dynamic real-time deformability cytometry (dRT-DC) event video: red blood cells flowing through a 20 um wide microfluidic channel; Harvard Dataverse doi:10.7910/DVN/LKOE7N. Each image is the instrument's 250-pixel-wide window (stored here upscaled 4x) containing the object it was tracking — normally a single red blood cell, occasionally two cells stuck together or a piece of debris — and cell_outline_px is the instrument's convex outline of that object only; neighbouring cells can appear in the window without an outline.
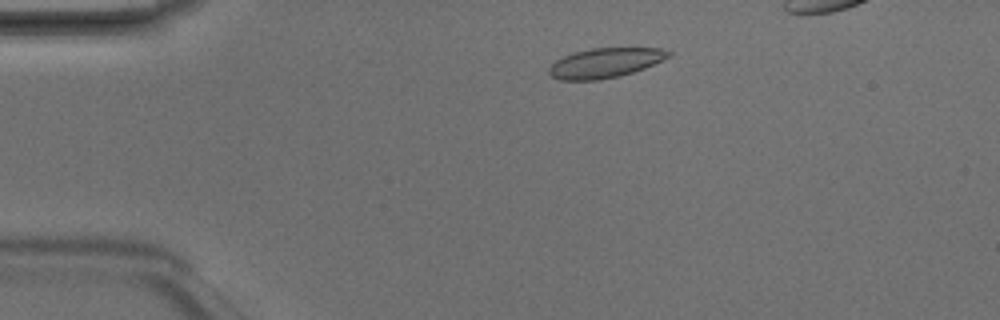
{"species": "Egyptian fruit bat (a non-hibernating species)", "species_latin": "Rousettus aegyptiacus", "temperature_condition": "room temperature", "stored_images_in_passage": 5, "camera_frame_rate_fps": 3000, "um_per_image_px": 0.085, "animal": {"sex": "male"}, "frame": {"image": 1, "passage_image": 3, "time_ms": 0.667, "image_size_px": [1000, 320], "cell_outline_px": [[672, 52], [668, 56], [644, 68], [620, 76], [596, 80], [560, 80], [552, 76], [548, 72], [548, 68], [556, 60], [564, 56], [576, 52], [592, 48], [660, 48]], "centroid_in_image_um": [51.39, 5.35], "position_along_channel_um": 33.6, "area_um2": 20.35}}